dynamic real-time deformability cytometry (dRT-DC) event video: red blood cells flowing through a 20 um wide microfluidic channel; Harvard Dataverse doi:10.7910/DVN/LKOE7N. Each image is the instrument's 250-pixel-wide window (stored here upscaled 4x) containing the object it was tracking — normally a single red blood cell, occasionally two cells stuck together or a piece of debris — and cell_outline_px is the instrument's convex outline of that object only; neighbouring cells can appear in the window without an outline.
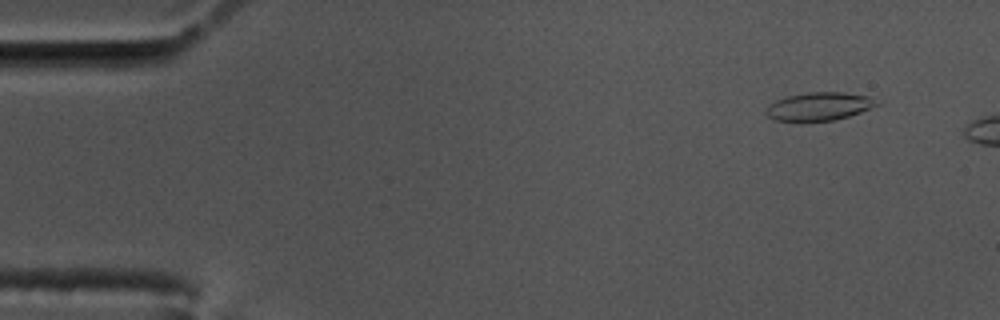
{"species": "common noctule bat (a hibernating species)", "species_latin": "Nyctalus noctula", "temperature_condition": "cold", "stored_images_in_passage": 10, "camera_frame_rate_fps": 3000, "um_per_image_px": 0.085, "animal": {"sex": "male", "body_mass_g": 17.5, "forearm_length_mm": 52.3}, "frame": {"image": 1, "passage_image": 5, "time_ms": 1.333, "image_size_px": [1000, 320], "cell_outline_px": [[880, 104], [860, 112], [836, 120], [808, 124], [800, 124], [772, 120], [764, 112], [764, 108], [768, 104], [776, 100], [788, 96], [808, 92], [844, 92], [868, 96]], "centroid_in_image_um": [69.51, 9.1], "position_along_channel_um": 15.5, "area_um2": 19.02}}